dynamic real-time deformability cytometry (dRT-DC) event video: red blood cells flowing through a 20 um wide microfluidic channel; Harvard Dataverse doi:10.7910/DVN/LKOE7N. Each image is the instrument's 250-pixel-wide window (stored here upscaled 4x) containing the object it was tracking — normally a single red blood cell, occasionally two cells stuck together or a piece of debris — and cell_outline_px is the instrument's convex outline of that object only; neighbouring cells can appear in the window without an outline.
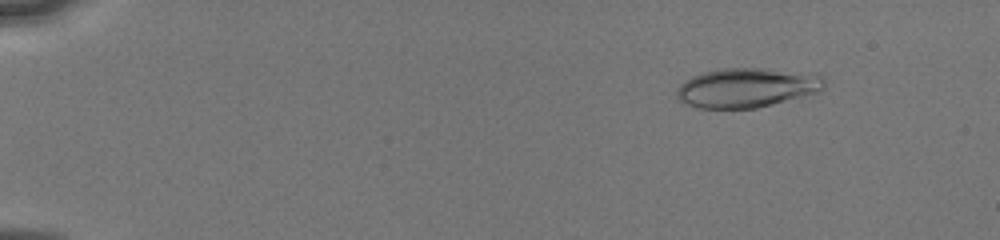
{"species": "human", "species_latin": "Homo sapiens", "temperature_condition": "cold", "stored_images_in_passage": 13, "camera_frame_rate_fps": 3000, "um_per_image_px": 0.085, "donor": {"sex": "male"}, "frame": {"image": 1, "passage_image": 3, "time_ms": 1.667, "image_size_px": [1000, 240], "cell_outline_px": [[824, 88], [816, 92], [772, 104], [756, 108], [700, 108], [688, 104], [680, 100], [676, 96], [676, 92], [680, 84], [684, 80], [692, 76], [704, 72], [724, 68], [760, 68], [816, 72], [824, 76]], "centroid_in_image_um": [63.51, 7.43], "position_along_channel_um": 21.5, "area_um2": 33.99}}
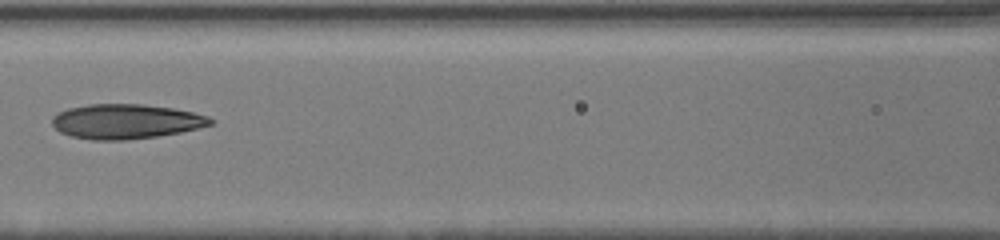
{"frame": {"image": 2, "passage_image": 10, "time_ms": 8.0, "image_size_px": [1000, 240], "cell_outline_px": [[212, 124], [180, 132], [156, 136], [124, 140], [92, 140], [72, 136], [60, 132], [52, 124], [52, 116], [68, 108], [88, 104], [144, 104], [172, 108], [192, 112], [208, 116], [212, 120]], "centroid_in_image_um": [10.67, 10.32], "position_along_channel_um": 155.9, "area_um2": 31.79}}
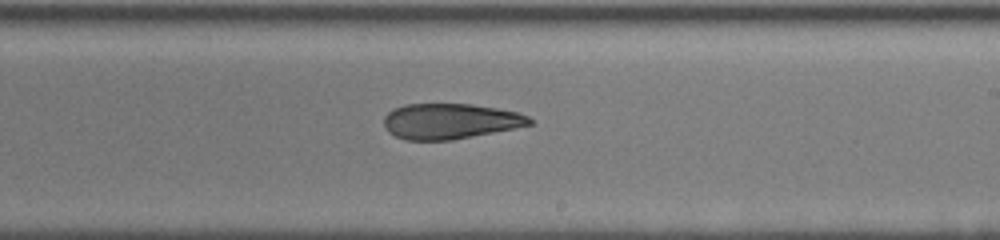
{"frame": {"image": 3, "passage_image": 13, "time_ms": 10.333, "image_size_px": [1000, 240], "cell_outline_px": [[532, 124], [452, 140], [404, 140], [388, 132], [384, 124], [384, 116], [388, 112], [404, 104], [472, 104], [520, 112], [528, 116], [532, 120]], "centroid_in_image_um": [38.24, 10.3], "position_along_channel_um": 250.8, "area_um2": 29.94}}